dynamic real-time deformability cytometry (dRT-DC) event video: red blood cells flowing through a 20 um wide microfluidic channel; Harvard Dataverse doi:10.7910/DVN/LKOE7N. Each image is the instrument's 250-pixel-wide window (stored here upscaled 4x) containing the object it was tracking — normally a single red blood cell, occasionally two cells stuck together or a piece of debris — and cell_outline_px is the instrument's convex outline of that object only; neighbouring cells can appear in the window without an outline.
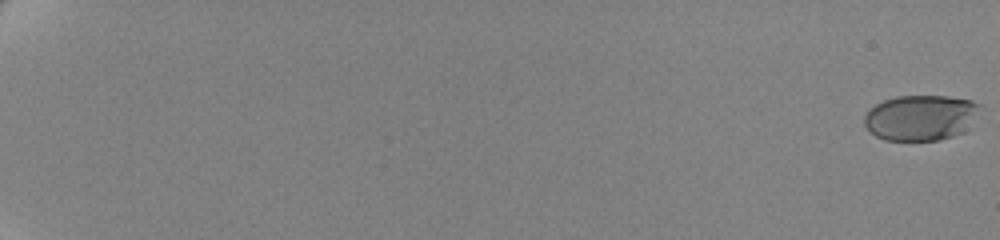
{"species": "human", "species_latin": "Homo sapiens", "temperature_condition": "cold", "stored_images_in_passage": 63, "camera_frame_rate_fps": 3000, "um_per_image_px": 0.085, "donor": {"sex": "female"}, "frame": {"image": 1, "passage_image": 1, "time_ms": 0.0, "image_size_px": [1000, 240], "cell_outline_px": [[980, 104], [964, 132], [940, 140], [884, 140], [876, 136], [864, 124], [864, 116], [876, 104], [884, 100], [896, 96], [948, 96], [972, 100]], "centroid_in_image_um": [78.22, 9.99], "position_along_channel_um": 6.8, "area_um2": 30.23}}
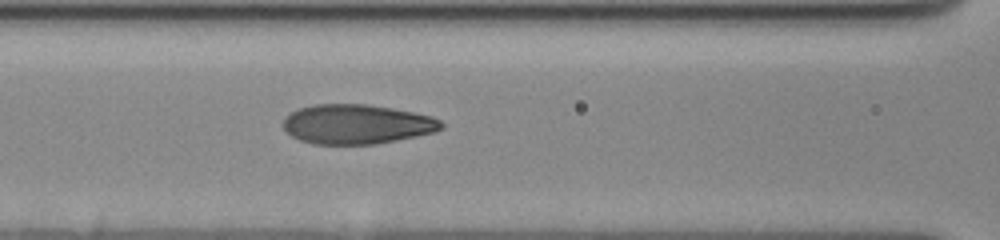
{"frame": {"image": 2, "passage_image": 33, "time_ms": 10.667, "image_size_px": [1000, 240], "cell_outline_px": [[444, 128], [432, 132], [416, 136], [396, 140], [372, 144], [312, 144], [300, 140], [292, 136], [284, 128], [284, 120], [292, 112], [300, 108], [316, 104], [368, 104], [392, 108], [432, 116], [440, 120], [444, 124]], "centroid_in_image_um": [30.35, 10.55], "position_along_channel_um": 136.3, "area_um2": 36.18}}
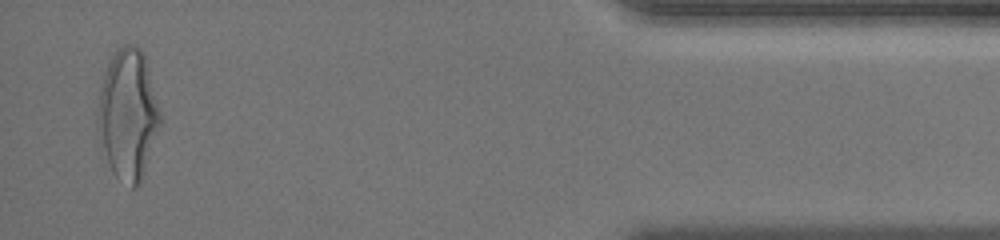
{"frame": {"image": 3, "passage_image": 62, "time_ms": 20.333, "image_size_px": [1000, 240], "cell_outline_px": [[160, 124], [140, 180], [136, 188], [132, 188], [116, 176], [112, 172], [96, 132], [96, 112], [104, 72], [112, 56], [124, 44], [132, 44], [140, 48], [144, 52], [160, 112]], "centroid_in_image_um": [10.84, 9.7], "position_along_channel_um": 424.4, "area_um2": 46.88}, "authors_computed_cell_mechanics": {"area_um2": 35.9516, "velocity_mm_per_s": 3.4896, "shape_relaxation_time_tau1_ms": 4.3361, "shape_relaxation_time_tau2_ms": 0.8868, "deformation_change_tau1": 0.1906, "deformation_change_tau2": 0.0725}}